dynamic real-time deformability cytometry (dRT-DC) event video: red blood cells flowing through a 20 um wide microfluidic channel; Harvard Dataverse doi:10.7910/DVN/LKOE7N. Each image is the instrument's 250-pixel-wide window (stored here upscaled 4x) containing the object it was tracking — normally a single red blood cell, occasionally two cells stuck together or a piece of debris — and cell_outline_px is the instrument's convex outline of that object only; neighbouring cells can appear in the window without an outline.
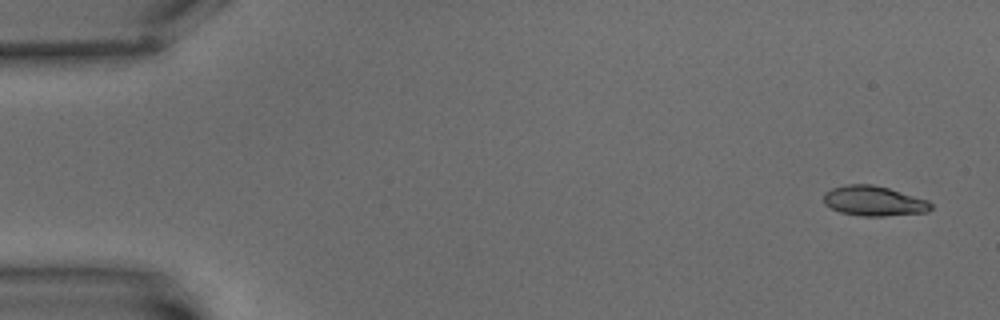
{"species": "common noctule bat (a hibernating species)", "species_latin": "Nyctalus noctula", "temperature_condition": "warm", "stored_images_in_passage": 6, "camera_frame_rate_fps": 3000, "um_per_image_px": 0.085, "animal": {"sex": "male", "body_mass_g": 15.6}, "frame": {"image": 1, "passage_image": 1, "time_ms": 0.0, "image_size_px": [1000, 320], "cell_outline_px": [[932, 208], [928, 212], [884, 216], [864, 216], [840, 212], [824, 204], [824, 192], [832, 188], [848, 184], [872, 184], [888, 188], [928, 200], [932, 204]], "centroid_in_image_um": [74.28, 17.08], "position_along_channel_um": 10.7, "area_um2": 18.67}}
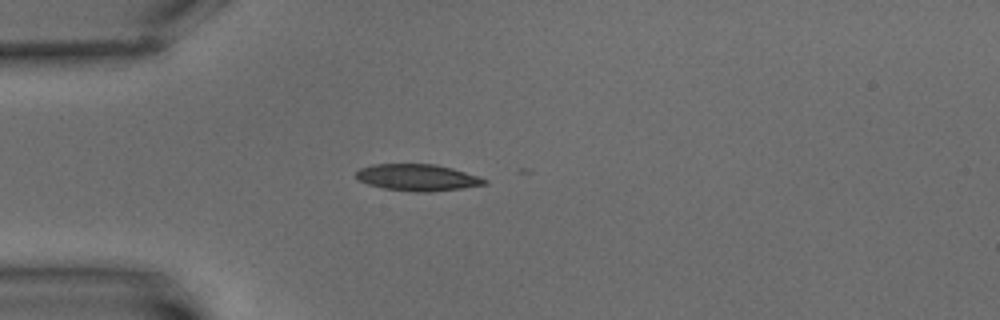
{"frame": {"image": 2, "passage_image": 5, "time_ms": 5.0, "image_size_px": [1000, 320], "cell_outline_px": [[488, 184], [460, 188], [428, 192], [416, 192], [384, 188], [368, 184], [356, 180], [356, 172], [360, 168], [372, 164], [436, 164], [452, 168], [480, 176], [488, 180]], "centroid_in_image_um": [35.49, 15.08], "position_along_channel_um": 49.5, "area_um2": 20.0}}